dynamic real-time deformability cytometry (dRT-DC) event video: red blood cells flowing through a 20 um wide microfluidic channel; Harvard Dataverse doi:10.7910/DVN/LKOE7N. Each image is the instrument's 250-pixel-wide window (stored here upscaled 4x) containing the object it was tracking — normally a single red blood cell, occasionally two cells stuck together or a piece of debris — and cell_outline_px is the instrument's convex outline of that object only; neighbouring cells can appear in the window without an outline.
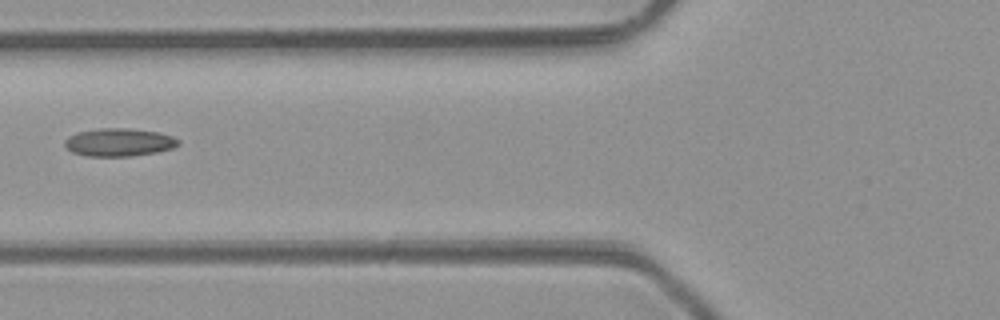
{"species": "common noctule bat (a hibernating species)", "species_latin": "Nyctalus noctula", "temperature_condition": "room temperature", "stored_images_in_passage": 5, "camera_frame_rate_fps": 3000, "um_per_image_px": 0.085, "animal": {"sex": "male", "body_mass_g": 23.1, "forearm_length_mm": 52.7}, "frame": {"image": 1, "passage_image": 5, "time_ms": 4.333, "image_size_px": [1000, 320], "cell_outline_px": [[180, 144], [172, 148], [156, 152], [132, 156], [84, 156], [72, 152], [64, 144], [64, 140], [68, 136], [76, 132], [100, 128], [128, 128], [160, 132], [172, 136], [180, 140]], "centroid_in_image_um": [10.11, 12.09], "position_along_channel_um": 115.7, "area_um2": 18.67}}